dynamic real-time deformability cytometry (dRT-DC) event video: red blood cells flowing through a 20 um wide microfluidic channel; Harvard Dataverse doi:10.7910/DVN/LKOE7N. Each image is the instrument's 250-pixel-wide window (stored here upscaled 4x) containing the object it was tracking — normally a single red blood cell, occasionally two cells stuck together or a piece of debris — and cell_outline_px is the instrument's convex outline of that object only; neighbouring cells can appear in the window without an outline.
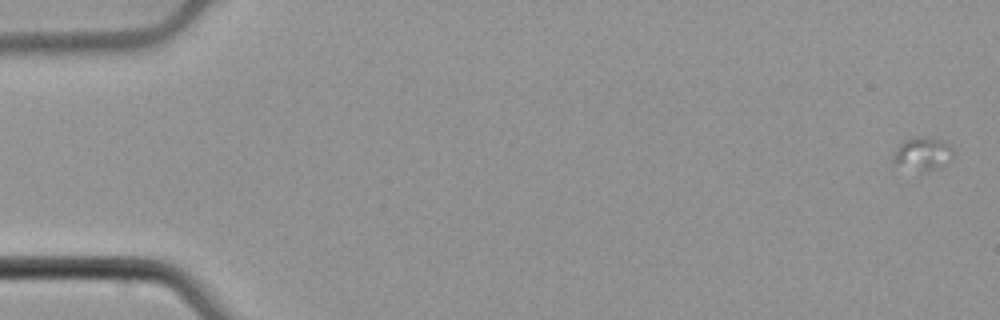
{"species": "common noctule bat (a hibernating species)", "species_latin": "Nyctalus noctula", "temperature_condition": "cold", "stored_images_in_passage": 5, "camera_frame_rate_fps": 3000, "um_per_image_px": 0.085, "animal": {"sex": "male", "body_mass_g": 21.5, "forearm_length_mm": 52.0}, "frame": {"image": 1, "passage_image": 1, "time_ms": 0.0, "image_size_px": [1000, 320], "cell_outline_px": [[952, 160], [940, 168], [924, 172], [892, 160], [896, 148], [904, 140], [916, 136], [924, 136], [944, 140], [952, 148]], "centroid_in_image_um": [78.5, 13.03], "position_along_channel_um": 6.5, "area_um2": 11.39}}